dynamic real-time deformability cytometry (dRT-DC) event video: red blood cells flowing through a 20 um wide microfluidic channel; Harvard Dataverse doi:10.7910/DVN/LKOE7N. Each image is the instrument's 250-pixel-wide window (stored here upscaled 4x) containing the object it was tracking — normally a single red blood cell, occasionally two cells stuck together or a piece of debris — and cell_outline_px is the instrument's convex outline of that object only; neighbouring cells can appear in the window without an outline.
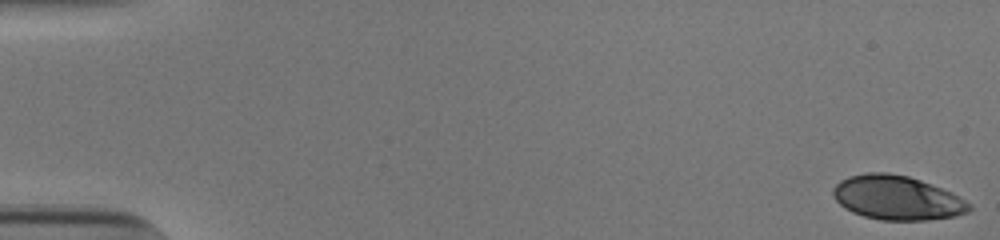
{"species": "human", "species_latin": "Homo sapiens", "temperature_condition": "cold", "stored_images_in_passage": 53, "camera_frame_rate_fps": 3000, "um_per_image_px": 0.085, "donor": {"sex": "male"}, "frame": {"image": 1, "passage_image": 1, "time_ms": 0.0, "image_size_px": [1000, 240], "cell_outline_px": [[972, 208], [968, 212], [956, 216], [924, 220], [880, 220], [864, 216], [852, 212], [844, 208], [836, 200], [832, 192], [832, 188], [840, 180], [848, 176], [868, 172], [888, 172], [908, 176], [920, 180], [940, 188], [964, 200]], "centroid_in_image_um": [76.19, 16.81], "position_along_channel_um": 8.8, "area_um2": 34.8}}
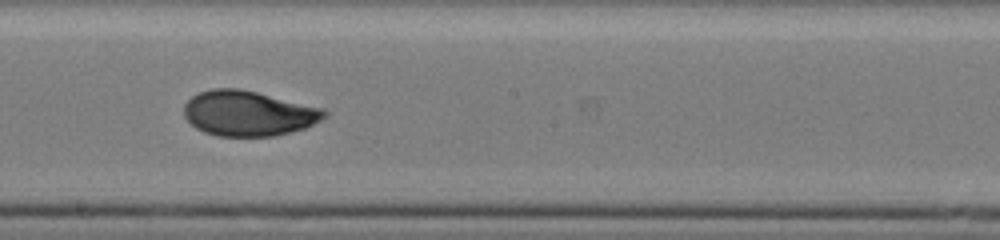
{"frame": {"image": 2, "passage_image": 31, "time_ms": 10.0, "image_size_px": [1000, 240], "cell_outline_px": [[328, 116], [304, 128], [272, 136], [216, 136], [204, 132], [196, 128], [184, 116], [184, 104], [192, 96], [200, 92], [212, 88], [240, 88], [324, 108], [328, 112]], "centroid_in_image_um": [21.1, 9.63], "position_along_channel_um": 227.1, "area_um2": 36.93}}
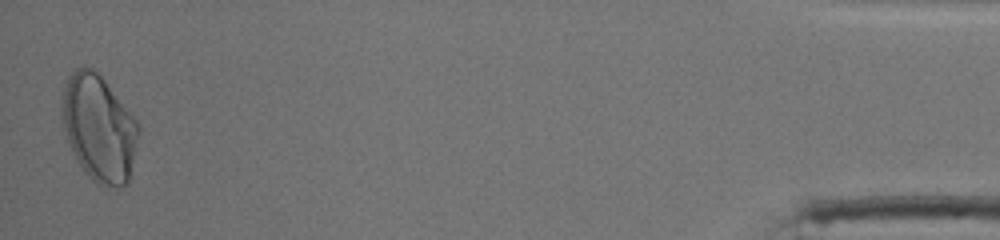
{"frame": {"image": 3, "passage_image": 53, "time_ms": 17.333, "image_size_px": [1000, 240], "cell_outline_px": [[140, 132], [128, 184], [120, 188], [116, 188], [96, 184], [92, 180], [76, 160], [68, 140], [64, 128], [60, 108], [64, 88], [68, 76], [76, 68], [84, 64], [92, 68], [104, 80], [140, 124]], "centroid_in_image_um": [8.42, 10.9], "position_along_channel_um": 426.8, "area_um2": 47.69}, "authors_computed_cell_mechanics": {"area_um2": 36.6452, "velocity_mm_per_s": 3.8522, "shape_relaxation_time_tau1_ms": 6.2058, "shape_relaxation_time_tau2_ms": 1.0874, "deformation_change_tau1": 0.2088, "deformation_change_tau2": 0.0478}}